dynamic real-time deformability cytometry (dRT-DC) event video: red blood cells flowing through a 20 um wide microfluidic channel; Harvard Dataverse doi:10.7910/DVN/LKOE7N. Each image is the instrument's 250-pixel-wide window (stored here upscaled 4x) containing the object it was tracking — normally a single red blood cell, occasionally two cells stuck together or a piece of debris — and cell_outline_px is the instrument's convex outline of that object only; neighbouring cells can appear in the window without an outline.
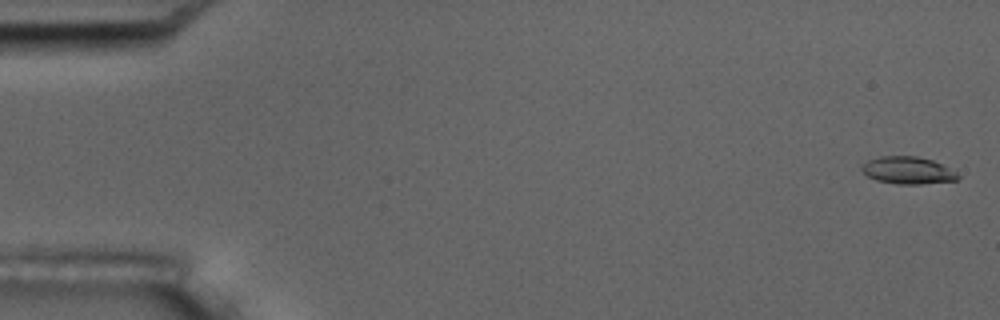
{"species": "common noctule bat (a hibernating species)", "species_latin": "Nyctalus noctula", "temperature_condition": "room temperature", "stored_images_in_passage": 5, "camera_frame_rate_fps": 3000, "um_per_image_px": 0.085, "animal": {"sex": "male", "body_mass_g": 17.5, "forearm_length_mm": 52.3}, "frame": {"image": 1, "passage_image": 1, "time_ms": 0.0, "image_size_px": [1000, 320], "cell_outline_px": [[960, 176], [956, 180], [920, 184], [896, 184], [876, 180], [868, 176], [860, 168], [868, 160], [880, 156], [916, 156], [932, 160], [956, 172]], "centroid_in_image_um": [77.14, 14.48], "position_along_channel_um": 7.9, "area_um2": 15.09}}
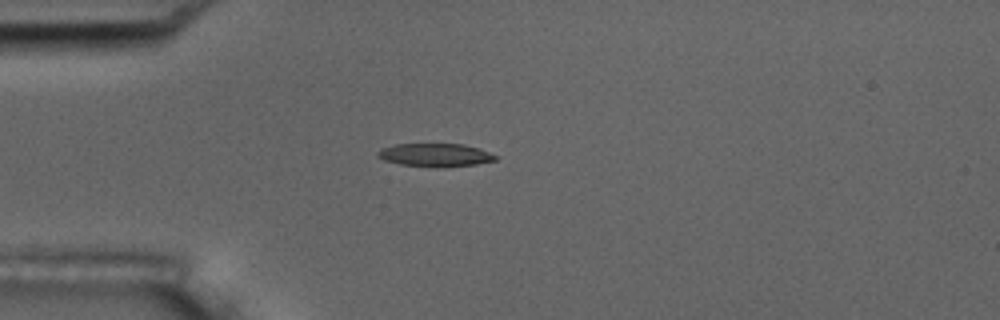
{"frame": {"image": 2, "passage_image": 5, "time_ms": 4.667, "image_size_px": [1000, 320], "cell_outline_px": [[496, 160], [476, 164], [400, 164], [384, 160], [376, 156], [376, 152], [384, 148], [396, 144], [464, 144], [480, 148], [496, 156]], "centroid_in_image_um": [36.97, 13.11], "position_along_channel_um": 48.0, "area_um2": 14.8}}